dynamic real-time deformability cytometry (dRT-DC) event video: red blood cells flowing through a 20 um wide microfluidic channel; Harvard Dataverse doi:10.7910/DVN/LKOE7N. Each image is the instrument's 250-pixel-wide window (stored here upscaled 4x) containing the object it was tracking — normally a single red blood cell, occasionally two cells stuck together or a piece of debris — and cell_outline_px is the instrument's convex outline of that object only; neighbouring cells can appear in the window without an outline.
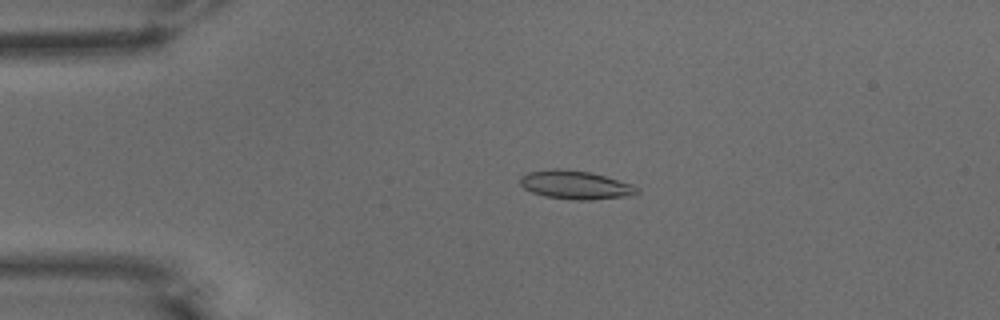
{"species": "common noctule bat (a hibernating species)", "species_latin": "Nyctalus noctula", "temperature_condition": "warm", "stored_images_in_passage": 53, "camera_frame_rate_fps": 3000, "um_per_image_px": 0.085, "animal": {"sex": "male", "body_mass_g": 15.6}, "frame": {"image": 1, "passage_image": 12, "time_ms": 3.667, "image_size_px": [1000, 320], "cell_outline_px": [[640, 192], [624, 196], [592, 200], [572, 200], [544, 196], [532, 192], [524, 188], [520, 184], [520, 176], [528, 172], [552, 168], [560, 168], [588, 172], [604, 176], [632, 184], [640, 188]], "centroid_in_image_um": [48.88, 15.71], "position_along_channel_um": 36.1, "area_um2": 19.42}}
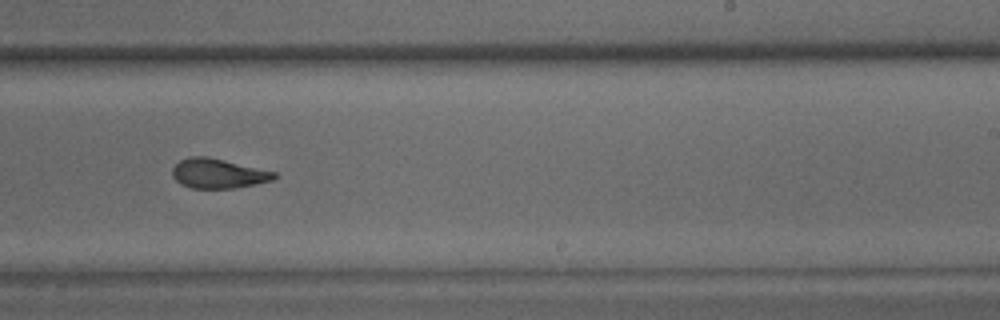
{"frame": {"image": 2, "passage_image": 33, "time_ms": 10.667, "image_size_px": [1000, 320], "cell_outline_px": [[276, 176], [272, 180], [256, 184], [232, 188], [192, 188], [180, 184], [172, 176], [172, 168], [180, 160], [188, 156], [208, 156], [276, 172]], "centroid_in_image_um": [18.51, 14.74], "position_along_channel_um": 270.5, "area_um2": 17.57}}
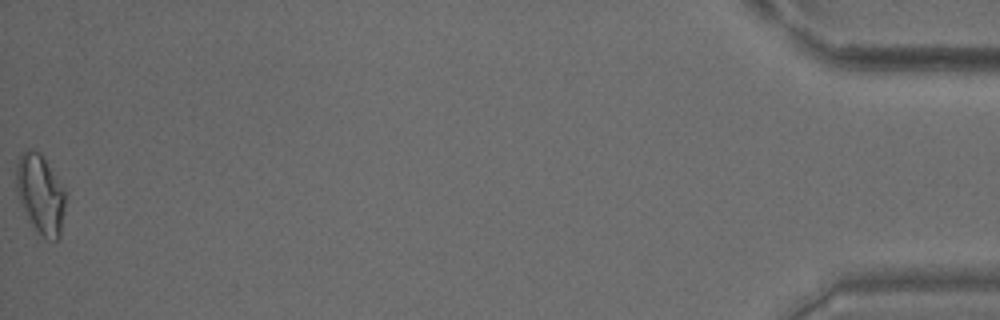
{"frame": {"image": 3, "passage_image": 53, "time_ms": 17.333, "image_size_px": [1000, 320], "cell_outline_px": [[64, 212], [60, 236], [56, 240], [52, 240], [44, 236], [28, 220], [20, 204], [16, 192], [16, 164], [20, 152], [28, 148], [40, 152], [64, 188]], "centroid_in_image_um": [3.4, 16.45], "position_along_channel_um": 431.8, "area_um2": 22.66}, "authors_computed_cell_mechanics": {"area_um2": 18.785, "velocity_mm_per_s": 3.8811, "shape_relaxation_time_tau1_ms": 5.6157, "shape_relaxation_time_tau2_ms": 2.2473, "deformation_change_tau1": 0.1858, "deformation_change_tau2": 0.1004}}